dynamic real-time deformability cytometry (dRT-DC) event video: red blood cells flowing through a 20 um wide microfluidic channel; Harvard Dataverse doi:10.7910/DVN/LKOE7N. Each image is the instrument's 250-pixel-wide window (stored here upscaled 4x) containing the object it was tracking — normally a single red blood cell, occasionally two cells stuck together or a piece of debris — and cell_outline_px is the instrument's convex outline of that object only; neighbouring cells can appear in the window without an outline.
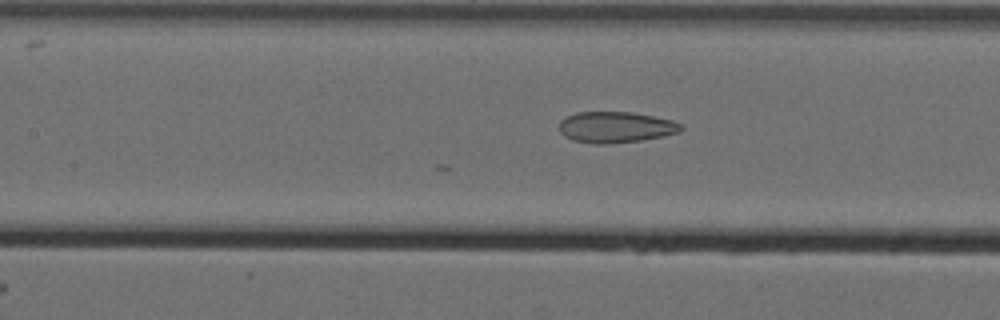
{"species": "Egyptian fruit bat (a non-hibernating species)", "species_latin": "Rousettus aegyptiacus", "temperature_condition": "cold", "stored_images_in_passage": 33, "camera_frame_rate_fps": 3000, "um_per_image_px": 0.085, "animal": {"sex": "female"}, "frame": {"image": 1, "passage_image": 33, "time_ms": 10.667, "image_size_px": [1000, 320], "cell_outline_px": [[684, 128], [680, 132], [664, 136], [640, 140], [608, 144], [592, 144], [572, 140], [564, 136], [560, 132], [560, 120], [576, 112], [632, 112], [672, 120], [684, 124]], "centroid_in_image_um": [52.35, 10.81], "position_along_channel_um": 155.0, "area_um2": 22.2}}